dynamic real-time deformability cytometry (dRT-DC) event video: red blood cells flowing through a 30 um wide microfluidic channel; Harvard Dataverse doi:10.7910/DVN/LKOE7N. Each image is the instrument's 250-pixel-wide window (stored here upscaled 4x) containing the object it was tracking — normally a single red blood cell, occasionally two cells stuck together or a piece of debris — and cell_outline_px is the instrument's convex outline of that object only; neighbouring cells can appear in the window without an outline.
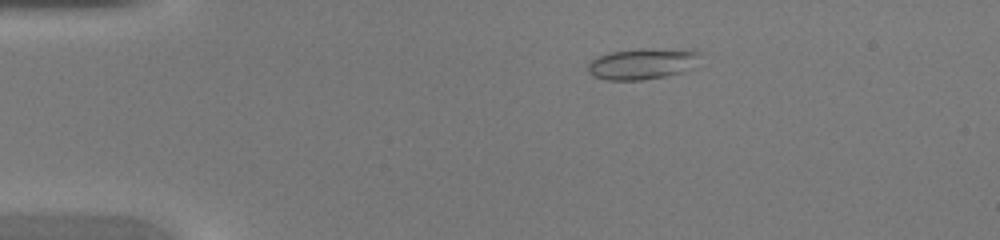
{"species": "common noctule bat (a hibernating species)", "species_latin": "Nyctalus noctula", "temperature_condition": "warm", "stored_images_in_passage": 40, "camera_frame_rate_fps": 3000, "um_per_image_px": 0.085, "animal": {"sex": "female", "body_mass_g": 20.0, "forearm_length_mm": 54.0}, "frame": {"image": 1, "passage_image": 3, "time_ms": 0.667, "image_size_px": [1000, 240], "cell_outline_px": [[704, 64], [696, 68], [664, 76], [644, 80], [604, 80], [592, 76], [588, 72], [588, 64], [592, 60], [600, 56], [612, 52], [640, 48], [696, 48], [700, 52]], "centroid_in_image_um": [54.78, 5.39], "position_along_channel_um": 30.2, "area_um2": 21.27}}
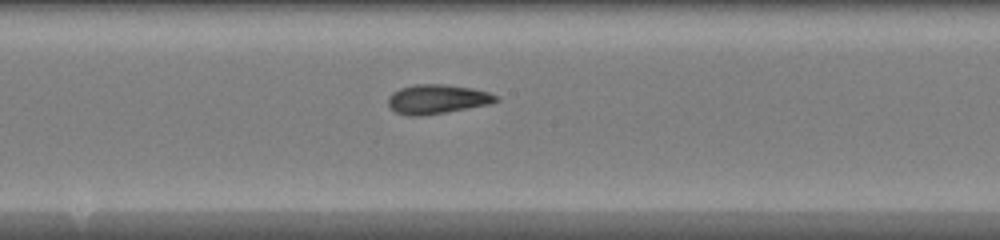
{"frame": {"image": 2, "passage_image": 19, "time_ms": 6.0, "image_size_px": [1000, 240], "cell_outline_px": [[500, 100], [488, 104], [444, 112], [420, 116], [408, 116], [396, 112], [388, 104], [388, 96], [392, 92], [400, 88], [416, 84], [444, 84], [472, 88], [488, 92], [500, 96]], "centroid_in_image_um": [37.15, 8.42], "position_along_channel_um": 211.0, "area_um2": 18.32}}
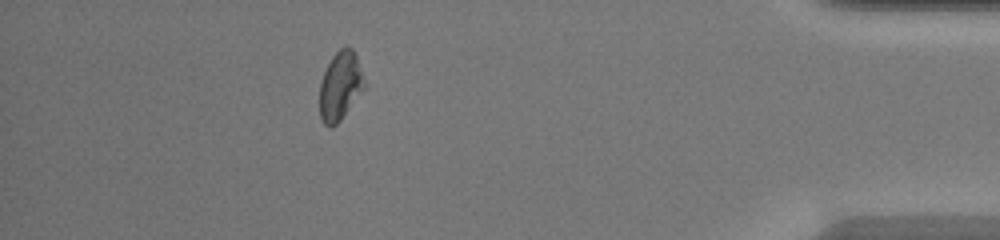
{"frame": {"image": 3, "passage_image": 35, "time_ms": 11.333, "image_size_px": [1000, 240], "cell_outline_px": [[364, 88], [340, 120], [332, 128], [328, 128], [324, 124], [320, 116], [320, 84], [324, 72], [332, 56], [340, 48], [348, 44], [352, 48], [356, 56], [364, 80]], "centroid_in_image_um": [28.9, 7.29], "position_along_channel_um": 406.3, "area_um2": 17.63}}